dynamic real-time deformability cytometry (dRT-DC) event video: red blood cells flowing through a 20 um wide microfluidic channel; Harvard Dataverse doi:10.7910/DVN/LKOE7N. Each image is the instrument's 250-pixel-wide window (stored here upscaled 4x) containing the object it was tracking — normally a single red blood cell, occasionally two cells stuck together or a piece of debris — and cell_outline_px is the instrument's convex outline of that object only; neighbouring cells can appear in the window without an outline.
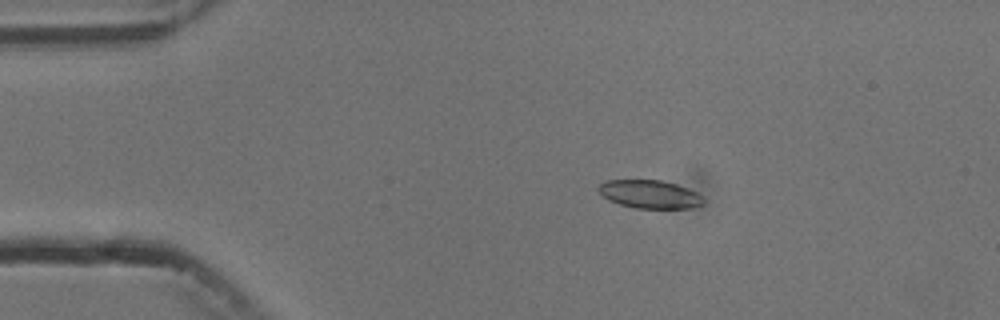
{"species": "common noctule bat (a hibernating species)", "species_latin": "Nyctalus noctula", "temperature_condition": "cold", "stored_images_in_passage": 2, "camera_frame_rate_fps": 3000, "um_per_image_px": 0.085, "animal": {"sex": "male", "body_mass_g": 13.3}, "frame": {"image": 1, "passage_image": 1, "time_ms": 0.0, "image_size_px": [1000, 320], "cell_outline_px": [[704, 204], [692, 208], [636, 208], [620, 204], [608, 200], [596, 188], [604, 180], [660, 180], [676, 184], [688, 188], [696, 192], [704, 200]], "centroid_in_image_um": [55.22, 16.5], "position_along_channel_um": 29.8, "area_um2": 17.22}}